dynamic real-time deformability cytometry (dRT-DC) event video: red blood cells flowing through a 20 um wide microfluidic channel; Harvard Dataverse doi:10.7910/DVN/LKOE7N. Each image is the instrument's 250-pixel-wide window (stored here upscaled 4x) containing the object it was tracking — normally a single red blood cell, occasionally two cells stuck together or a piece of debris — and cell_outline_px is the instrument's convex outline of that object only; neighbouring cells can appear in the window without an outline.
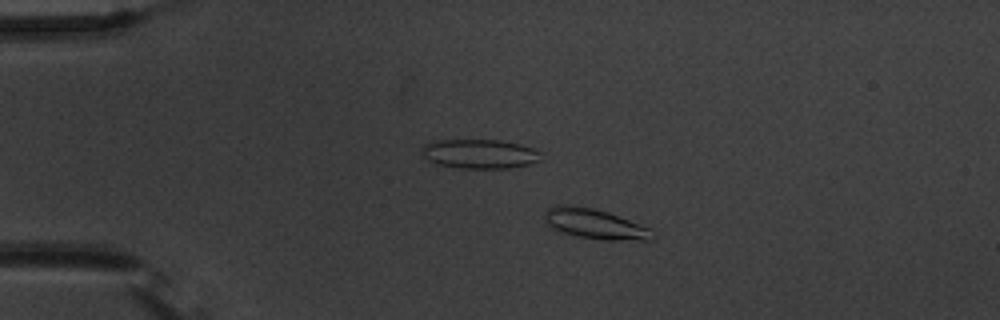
{"species": "common noctule bat (a hibernating species)", "species_latin": "Nyctalus noctula", "temperature_condition": "warm", "stored_images_in_passage": 56, "camera_frame_rate_fps": 3000, "um_per_image_px": 0.085, "animal": {"sex": "male", "body_mass_g": 20.1, "forearm_length_mm": 53.5}, "frame": {"image": 1, "passage_image": 12, "time_ms": 3.667, "image_size_px": [1000, 320], "cell_outline_px": [[652, 240], [604, 240], [576, 236], [548, 228], [544, 212], [548, 208], [560, 204], [568, 204], [592, 208], [608, 212], [652, 228]], "centroid_in_image_um": [50.54, 19.03], "position_along_channel_um": 34.5, "area_um2": 19.02}}
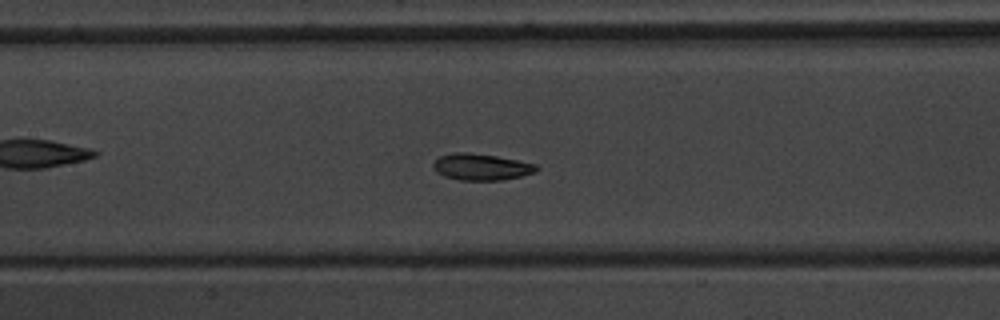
{"frame": {"image": 2, "passage_image": 27, "time_ms": 8.667, "image_size_px": [1000, 320], "cell_outline_px": [[540, 168], [536, 172], [504, 180], [460, 180], [444, 176], [436, 172], [432, 168], [432, 164], [440, 156], [452, 152], [468, 152], [496, 156], [536, 164]], "centroid_in_image_um": [40.89, 14.19], "position_along_channel_um": 166.5, "area_um2": 16.01}}
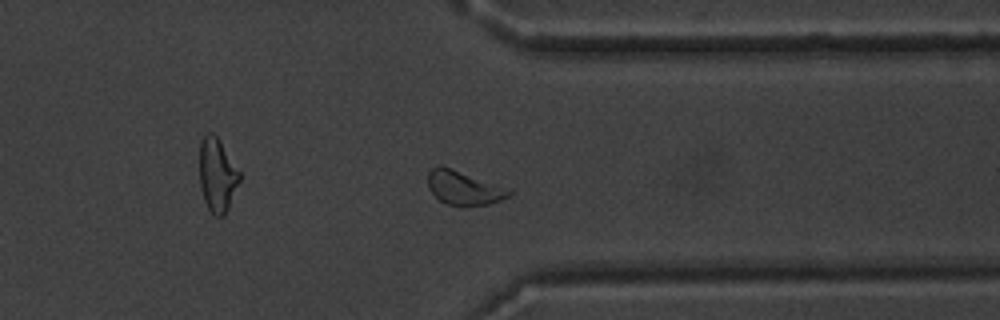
{"frame": {"image": 3, "passage_image": 44, "time_ms": 14.333, "image_size_px": [1000, 320], "cell_outline_px": [[512, 192], [508, 196], [500, 200], [488, 204], [464, 208], [460, 208], [448, 204], [440, 200], [428, 188], [428, 172], [432, 168], [440, 164], [512, 188]], "centroid_in_image_um": [39.46, 15.98], "position_along_channel_um": 371.9, "area_um2": 16.59}, "authors_computed_cell_mechanics": {"area_um2": 16.1262, "velocity_mm_per_s": 3.6497, "shape_relaxation_time_tau1_ms": 2.0521, "shape_relaxation_time_tau2_ms": 5.9318, "deformation_change_tau1": 0.1144, "deformation_change_tau2": 0.1005}}